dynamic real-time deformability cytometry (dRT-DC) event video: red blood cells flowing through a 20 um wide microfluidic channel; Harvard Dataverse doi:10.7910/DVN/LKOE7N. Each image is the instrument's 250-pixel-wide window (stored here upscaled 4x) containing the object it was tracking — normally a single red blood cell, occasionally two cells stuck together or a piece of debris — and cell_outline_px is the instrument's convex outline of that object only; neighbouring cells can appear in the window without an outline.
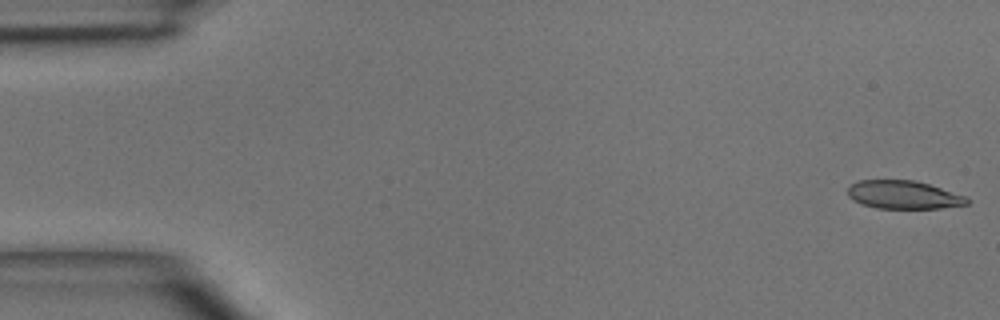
{"species": "common noctule bat (a hibernating species)", "species_latin": "Nyctalus noctula", "temperature_condition": "room temperature", "stored_images_in_passage": 6, "camera_frame_rate_fps": 3000, "um_per_image_px": 0.085, "animal": {"sex": "male", "body_mass_g": 15.6}, "frame": {"image": 1, "passage_image": 1, "time_ms": 0.0, "image_size_px": [1000, 320], "cell_outline_px": [[968, 204], [940, 208], [876, 208], [860, 204], [852, 200], [848, 196], [848, 188], [852, 184], [860, 180], [912, 180], [928, 184], [964, 196], [968, 200]], "centroid_in_image_um": [76.74, 16.56], "position_along_channel_um": 8.3, "area_um2": 19.36}}
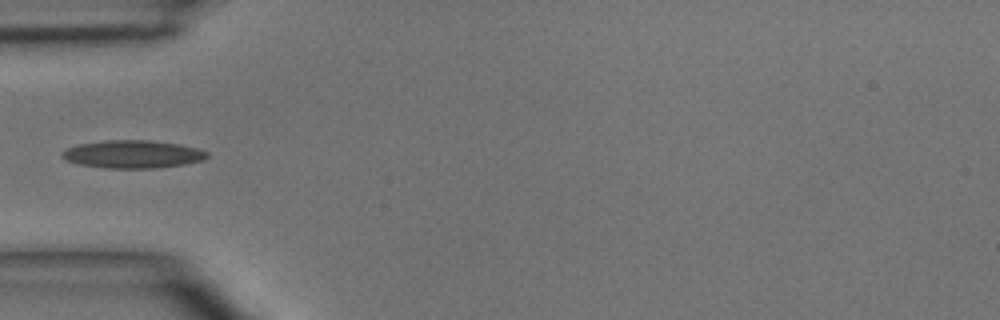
{"frame": {"image": 2, "passage_image": 5, "time_ms": 4.667, "image_size_px": [1000, 320], "cell_outline_px": [[208, 156], [204, 160], [184, 164], [160, 168], [104, 168], [80, 164], [68, 160], [60, 156], [60, 152], [68, 148], [80, 144], [104, 140], [148, 140], [180, 144], [196, 148], [208, 152]], "centroid_in_image_um": [11.3, 13.11], "position_along_channel_um": 73.7, "area_um2": 23.52}}
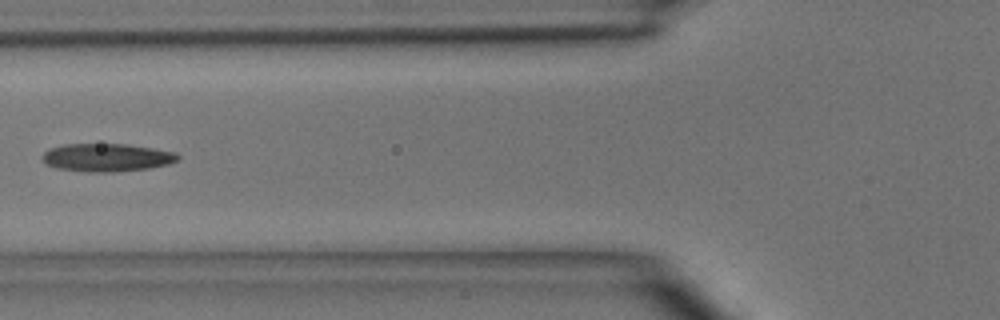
{"frame": {"image": 3, "passage_image": 6, "time_ms": 5.667, "image_size_px": [1000, 320], "cell_outline_px": [[180, 160], [168, 164], [148, 168], [112, 172], [84, 172], [56, 168], [44, 164], [40, 156], [48, 148], [64, 144], [128, 144], [176, 152], [180, 156]], "centroid_in_image_um": [9.03, 13.39], "position_along_channel_um": 116.8, "area_um2": 22.43}}